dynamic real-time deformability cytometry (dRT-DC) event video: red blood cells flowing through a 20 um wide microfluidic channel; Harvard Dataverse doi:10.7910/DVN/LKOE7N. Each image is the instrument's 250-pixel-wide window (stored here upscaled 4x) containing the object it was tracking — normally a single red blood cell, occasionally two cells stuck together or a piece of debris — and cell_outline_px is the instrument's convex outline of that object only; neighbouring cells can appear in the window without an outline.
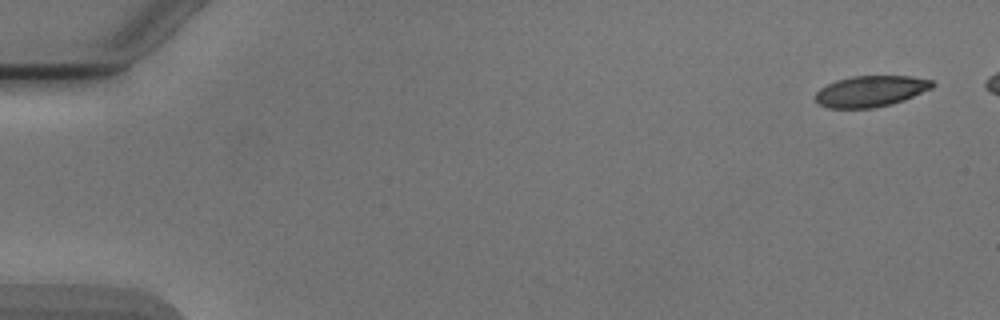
{"species": "Egyptian fruit bat (a non-hibernating species)", "species_latin": "Rousettus aegyptiacus", "temperature_condition": "cold", "stored_images_in_passage": 6, "camera_frame_rate_fps": 3000, "um_per_image_px": 0.085, "animal": {"sex": "male"}, "frame": {"image": 1, "passage_image": 1, "time_ms": 0.0, "image_size_px": [1000, 320], "cell_outline_px": [[936, 84], [932, 88], [904, 100], [892, 104], [872, 108], [828, 108], [816, 104], [816, 92], [820, 88], [836, 80], [852, 76], [912, 76], [932, 80]], "centroid_in_image_um": [74.01, 7.75], "position_along_channel_um": 11.0, "area_um2": 21.27}}
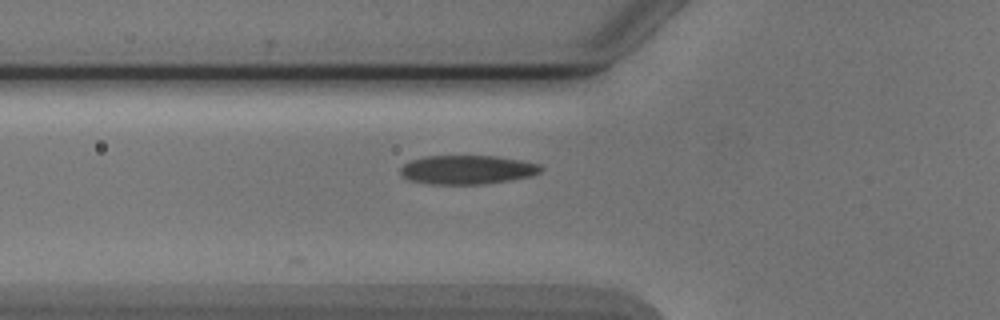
{"frame": {"image": 2, "passage_image": 6, "time_ms": 5.667, "image_size_px": [1000, 320], "cell_outline_px": [[544, 168], [540, 172], [532, 176], [508, 180], [480, 184], [428, 184], [408, 180], [400, 172], [400, 168], [408, 160], [424, 156], [496, 156], [520, 160], [540, 164]], "centroid_in_image_um": [39.69, 14.42], "position_along_channel_um": 86.1, "area_um2": 23.76}}